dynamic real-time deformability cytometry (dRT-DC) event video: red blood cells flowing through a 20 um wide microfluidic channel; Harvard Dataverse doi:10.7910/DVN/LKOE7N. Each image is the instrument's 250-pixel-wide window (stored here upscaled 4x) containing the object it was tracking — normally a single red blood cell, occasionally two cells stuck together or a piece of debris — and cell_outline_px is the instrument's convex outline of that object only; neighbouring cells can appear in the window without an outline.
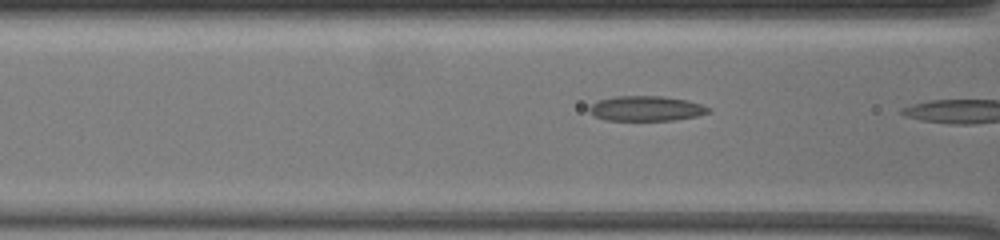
{"species": "common noctule bat (a hibernating species)", "species_latin": "Nyctalus noctula", "temperature_condition": "warm", "stored_images_in_passage": 26, "camera_frame_rate_fps": 3000, "um_per_image_px": 0.085, "animal": {"sex": "female", "body_mass_g": 19.5, "forearm_length_mm": 54.1}, "frame": {"image": 1, "passage_image": 25, "time_ms": 8.0, "image_size_px": [1000, 240], "cell_outline_px": [[712, 112], [696, 116], [676, 120], [604, 120], [588, 112], [588, 108], [592, 104], [600, 100], [616, 96], [660, 96], [688, 100], [712, 108]], "centroid_in_image_um": [54.95, 9.22], "position_along_channel_um": 111.6, "area_um2": 17.4}}